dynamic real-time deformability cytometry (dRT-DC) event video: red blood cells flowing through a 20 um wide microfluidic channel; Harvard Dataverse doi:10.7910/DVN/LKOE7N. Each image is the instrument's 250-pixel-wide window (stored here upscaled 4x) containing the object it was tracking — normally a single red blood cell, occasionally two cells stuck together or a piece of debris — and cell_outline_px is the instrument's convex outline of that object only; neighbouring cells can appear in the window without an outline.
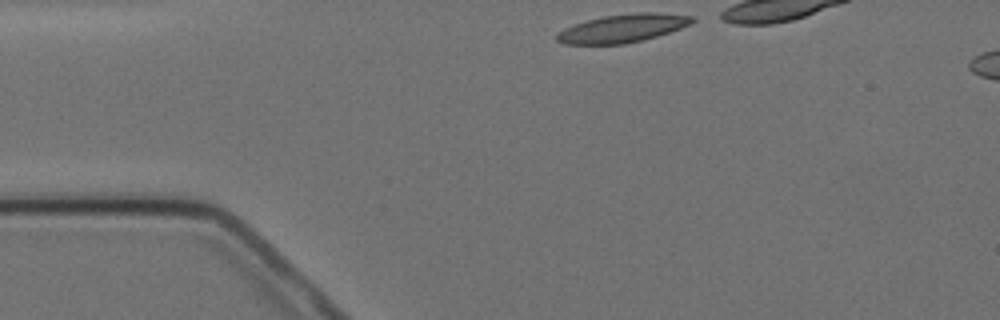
{"species": "Egyptian fruit bat (a non-hibernating species)", "species_latin": "Rousettus aegyptiacus", "temperature_condition": "cold", "stored_images_in_passage": 6, "camera_frame_rate_fps": 3000, "um_per_image_px": 0.085, "animal": {"sex": "female"}, "frame": {"image": 1, "passage_image": 1, "time_ms": 0.0, "image_size_px": [1000, 320], "cell_outline_px": [[696, 20], [680, 28], [644, 40], [624, 44], [564, 44], [556, 40], [556, 36], [564, 28], [588, 20], [604, 16], [640, 12], [648, 12], [696, 16]], "centroid_in_image_um": [52.94, 2.41], "position_along_channel_um": 32.1, "area_um2": 21.91}}
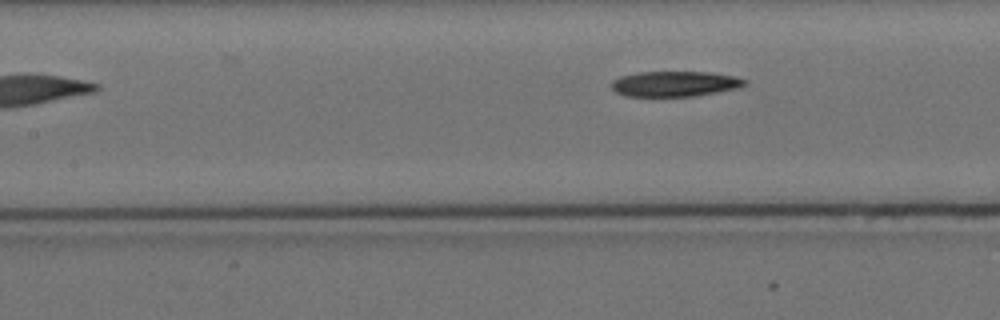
{"frame": {"image": 2, "passage_image": 6, "time_ms": 6.0, "image_size_px": [1000, 320], "cell_outline_px": [[748, 84], [740, 88], [720, 92], [692, 96], [624, 96], [616, 92], [612, 88], [612, 80], [620, 76], [636, 72], [708, 72], [736, 76], [748, 80]], "centroid_in_image_um": [57.41, 7.12], "position_along_channel_um": 150.0, "area_um2": 19.94}}